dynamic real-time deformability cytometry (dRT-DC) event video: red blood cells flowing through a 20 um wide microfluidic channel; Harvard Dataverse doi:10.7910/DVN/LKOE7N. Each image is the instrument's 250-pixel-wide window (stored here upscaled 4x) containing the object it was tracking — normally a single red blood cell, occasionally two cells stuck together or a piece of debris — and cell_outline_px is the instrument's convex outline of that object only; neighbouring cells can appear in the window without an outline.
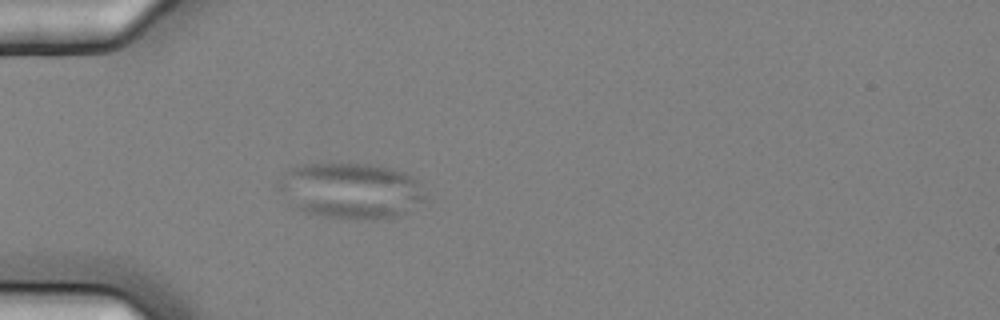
{"species": "common noctule bat (a hibernating species)", "species_latin": "Nyctalus noctula", "temperature_condition": "cold", "stored_images_in_passage": 6, "camera_frame_rate_fps": 3000, "um_per_image_px": 0.085, "animal": {"sex": "female", "body_mass_g": 25.1}, "frame": {"image": 1, "passage_image": 6, "time_ms": 1.667, "image_size_px": [1000, 320], "cell_outline_px": [[428, 200], [404, 212], [380, 220], [368, 220], [324, 216], [308, 212], [300, 208], [276, 188], [276, 184], [292, 168], [304, 164], [368, 164], [388, 168], [404, 172], [420, 180], [424, 184], [428, 196]], "centroid_in_image_um": [29.94, 16.2], "position_along_channel_um": 55.1, "area_um2": 47.45}}